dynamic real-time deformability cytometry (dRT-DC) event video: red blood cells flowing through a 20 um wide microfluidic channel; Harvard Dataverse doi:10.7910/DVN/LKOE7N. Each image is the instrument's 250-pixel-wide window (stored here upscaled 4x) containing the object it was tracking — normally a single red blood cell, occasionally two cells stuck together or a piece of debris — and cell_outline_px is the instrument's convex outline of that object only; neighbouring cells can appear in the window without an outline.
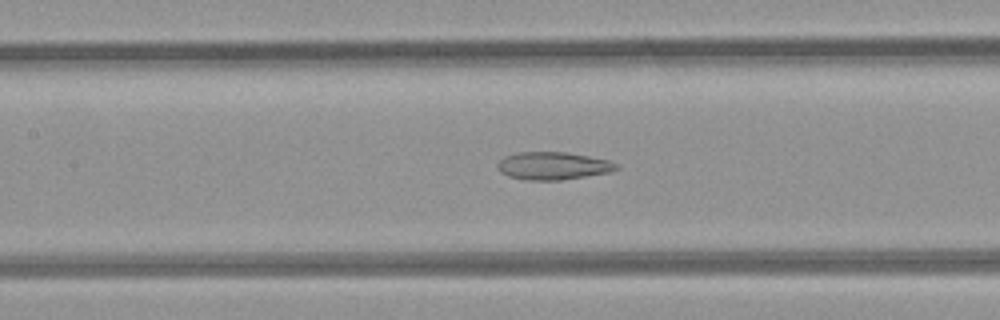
{"species": "common noctule bat (a hibernating species)", "species_latin": "Nyctalus noctula", "temperature_condition": "room temperature", "stored_images_in_passage": 42, "camera_frame_rate_fps": 3000, "um_per_image_px": 0.085, "animal": {"sex": "female", "body_mass_g": 21.9}, "frame": {"image": 1, "passage_image": 15, "time_ms": 4.667, "image_size_px": [1000, 320], "cell_outline_px": [[620, 168], [612, 172], [560, 180], [528, 180], [508, 176], [500, 172], [496, 168], [496, 164], [504, 156], [516, 152], [564, 152], [588, 156], [608, 160], [620, 164]], "centroid_in_image_um": [47.01, 14.09], "position_along_channel_um": 160.4, "area_um2": 19.36}}
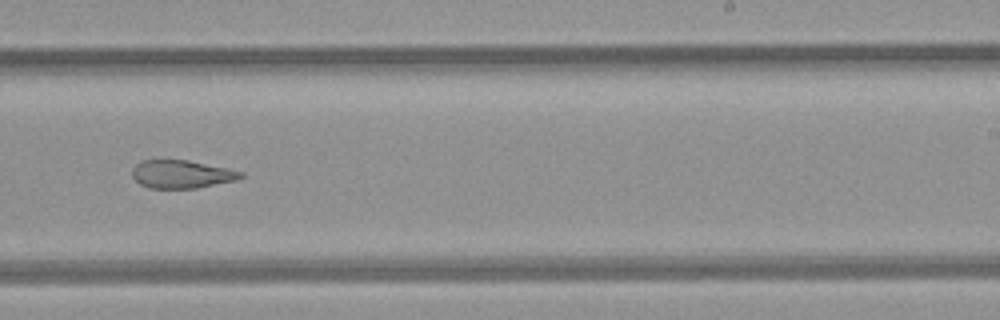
{"frame": {"image": 2, "passage_image": 23, "time_ms": 7.333, "image_size_px": [1000, 320], "cell_outline_px": [[244, 176], [236, 180], [196, 188], [148, 188], [140, 184], [132, 176], [132, 168], [140, 160], [188, 160], [228, 168], [244, 172]], "centroid_in_image_um": [15.43, 14.8], "position_along_channel_um": 273.6, "area_um2": 17.8}}
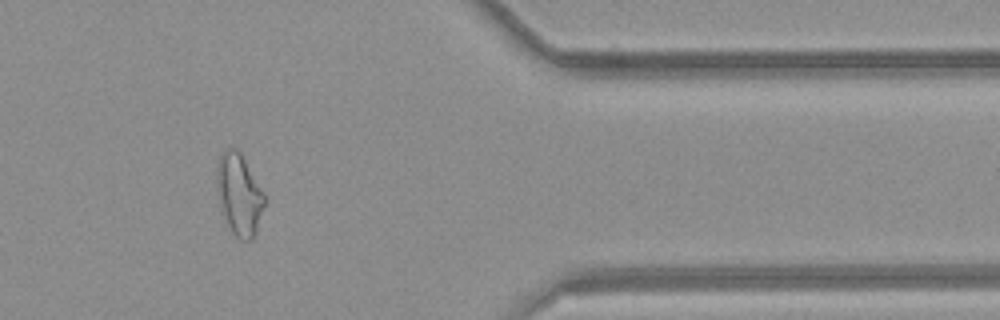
{"frame": {"image": 3, "passage_image": 33, "time_ms": 10.667, "image_size_px": [1000, 320], "cell_outline_px": [[268, 200], [256, 232], [252, 240], [240, 240], [232, 232], [224, 216], [216, 184], [216, 172], [220, 156], [228, 148], [236, 148], [240, 152], [264, 192]], "centroid_in_image_um": [20.38, 16.55], "position_along_channel_um": 391.0, "area_um2": 22.6}, "authors_computed_cell_mechanics": {"area_um2": 21.2415, "velocity_mm_per_s": 4.2627, "shape_relaxation_time_tau1_ms": null, "shape_relaxation_time_tau2_ms": 3.8437, "deformation_change_tau1": null, "deformation_change_tau2": 0.1374}}